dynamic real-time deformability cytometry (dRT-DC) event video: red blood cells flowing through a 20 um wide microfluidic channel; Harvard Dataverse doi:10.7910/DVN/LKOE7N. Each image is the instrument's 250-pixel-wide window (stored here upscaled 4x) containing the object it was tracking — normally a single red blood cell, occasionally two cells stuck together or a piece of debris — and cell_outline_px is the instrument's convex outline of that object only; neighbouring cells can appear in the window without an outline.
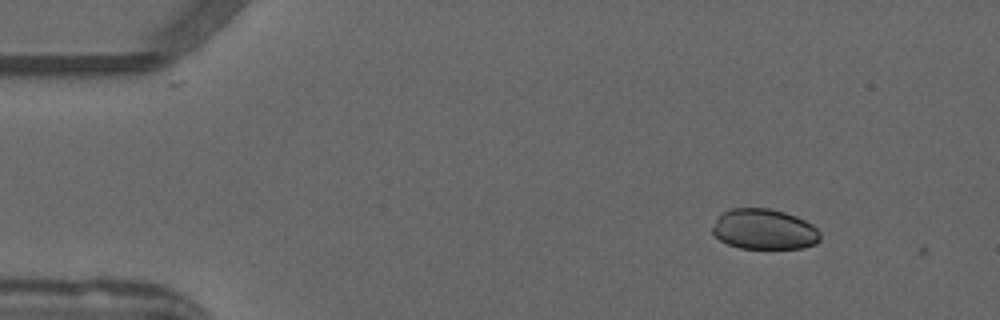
{"species": "common noctule bat (a hibernating species)", "species_latin": "Nyctalus noctula", "temperature_condition": "warm", "stored_images_in_passage": 2, "camera_frame_rate_fps": 3000, "um_per_image_px": 0.085, "animal": {"sex": "male", "forearm_length_mm": 52.5}, "frame": {"image": 1, "passage_image": 1, "time_ms": 0.0, "image_size_px": [1000, 320], "cell_outline_px": [[820, 240], [816, 244], [804, 248], [740, 248], [728, 244], [720, 240], [712, 232], [712, 228], [716, 220], [724, 212], [732, 208], [768, 208], [784, 212], [796, 216], [812, 224], [820, 232]], "centroid_in_image_um": [64.98, 19.49], "position_along_channel_um": 20.0, "area_um2": 25.32}}